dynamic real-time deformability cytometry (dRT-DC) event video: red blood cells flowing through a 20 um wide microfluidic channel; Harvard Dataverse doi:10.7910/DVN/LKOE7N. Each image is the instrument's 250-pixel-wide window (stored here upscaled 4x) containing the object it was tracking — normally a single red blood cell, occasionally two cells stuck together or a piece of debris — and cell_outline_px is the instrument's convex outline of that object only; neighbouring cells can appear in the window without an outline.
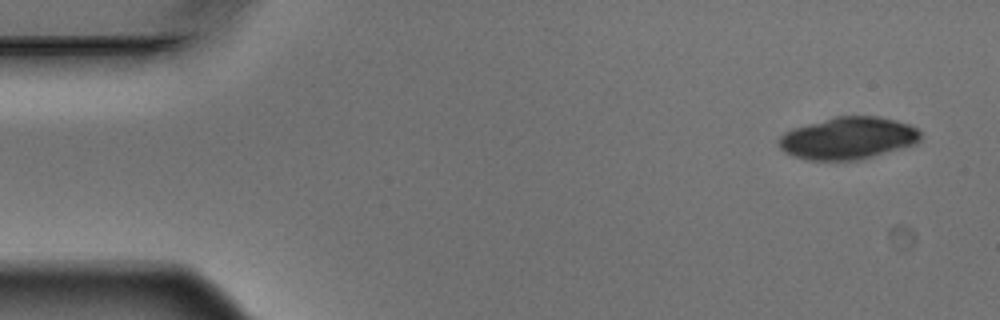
{"species": "Egyptian fruit bat (a non-hibernating species)", "species_latin": "Rousettus aegyptiacus", "temperature_condition": "warm", "stored_images_in_passage": 4, "camera_frame_rate_fps": 3000, "um_per_image_px": 0.085, "animal": {"sex": "male"}, "frame": {"image": 1, "passage_image": 1, "time_ms": 0.0, "image_size_px": [1000, 320], "cell_outline_px": [[924, 136], [916, 144], [860, 160], [804, 160], [792, 156], [784, 152], [780, 148], [776, 140], [784, 132], [792, 128], [832, 116], [880, 116], [912, 124]], "centroid_in_image_um": [72.08, 11.74], "position_along_channel_um": 12.9, "area_um2": 35.55}}